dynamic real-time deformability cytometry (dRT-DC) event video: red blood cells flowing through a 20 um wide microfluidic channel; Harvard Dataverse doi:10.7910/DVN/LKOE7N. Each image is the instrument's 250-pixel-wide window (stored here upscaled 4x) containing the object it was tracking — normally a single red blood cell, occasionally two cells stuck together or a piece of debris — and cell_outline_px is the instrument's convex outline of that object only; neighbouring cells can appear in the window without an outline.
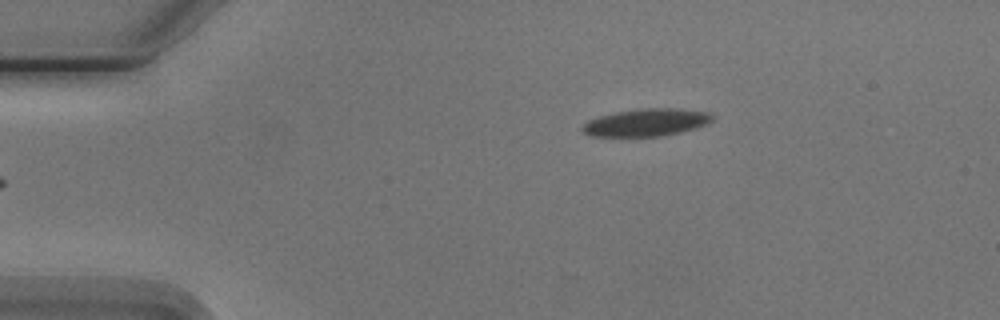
{"species": "Egyptian fruit bat (a non-hibernating species)", "species_latin": "Rousettus aegyptiacus", "temperature_condition": "cold", "stored_images_in_passage": 5, "camera_frame_rate_fps": 3000, "um_per_image_px": 0.085, "animal": {"sex": "male"}, "frame": {"image": 1, "passage_image": 5, "time_ms": 4.667, "image_size_px": [1000, 320], "cell_outline_px": [[712, 120], [696, 128], [680, 132], [660, 136], [592, 136], [584, 132], [580, 128], [588, 120], [600, 116], [616, 112], [644, 108], [676, 108], [708, 112], [712, 116]], "centroid_in_image_um": [54.92, 10.4], "position_along_channel_um": 30.1, "area_um2": 20.52}}